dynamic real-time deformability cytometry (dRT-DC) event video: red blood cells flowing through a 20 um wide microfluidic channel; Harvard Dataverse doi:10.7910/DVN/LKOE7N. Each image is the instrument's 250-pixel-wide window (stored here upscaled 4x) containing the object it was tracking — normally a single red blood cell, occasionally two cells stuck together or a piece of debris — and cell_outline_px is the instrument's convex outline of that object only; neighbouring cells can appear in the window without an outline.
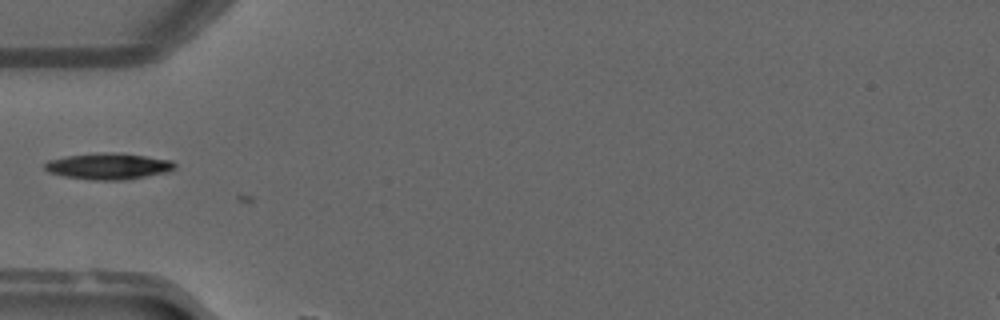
{"species": "common noctule bat (a hibernating species)", "species_latin": "Nyctalus noctula", "temperature_condition": "warm", "stored_images_in_passage": 10, "camera_frame_rate_fps": 3000, "um_per_image_px": 0.085, "animal": {"sex": "male", "forearm_length_mm": 52.5}, "frame": {"image": 1, "passage_image": 8, "time_ms": 2.333, "image_size_px": [1000, 320], "cell_outline_px": [[176, 168], [168, 172], [120, 180], [92, 180], [64, 176], [48, 172], [44, 168], [44, 164], [48, 160], [64, 156], [104, 152], [112, 152], [144, 156], [172, 160], [176, 164]], "centroid_in_image_um": [9.19, 14.12], "position_along_channel_um": 75.8, "area_um2": 19.83}}